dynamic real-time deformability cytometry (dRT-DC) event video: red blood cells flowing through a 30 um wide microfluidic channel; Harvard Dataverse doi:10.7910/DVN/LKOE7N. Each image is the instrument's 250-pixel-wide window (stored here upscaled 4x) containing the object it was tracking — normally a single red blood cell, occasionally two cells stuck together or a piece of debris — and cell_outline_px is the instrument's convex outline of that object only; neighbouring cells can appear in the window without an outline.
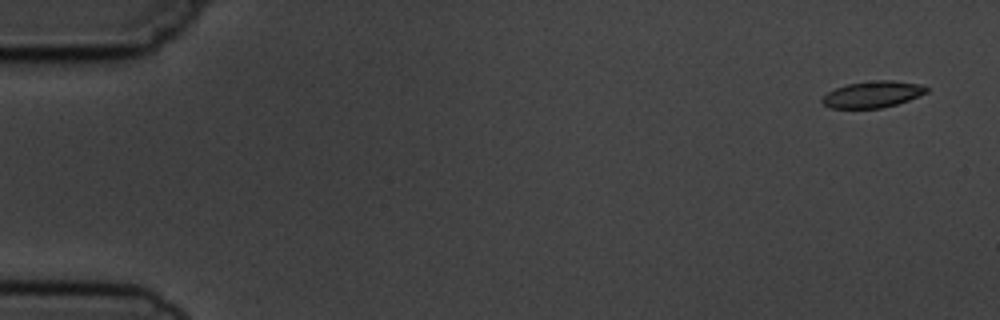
{"species": "common noctule bat (a hibernating species)", "species_latin": "Nyctalus noctula", "temperature_condition": "cold", "stored_images_in_passage": 5, "camera_frame_rate_fps": 3000, "um_per_image_px": 0.085, "animal": {"sex": "male", "body_mass_g": 19.5, "forearm_length_mm": 54.6}, "frame": {"image": 1, "passage_image": 1, "time_ms": 0.0, "image_size_px": [1000, 320], "cell_outline_px": [[928, 92], [908, 100], [896, 104], [880, 108], [832, 108], [824, 104], [820, 100], [828, 92], [836, 88], [848, 84], [876, 80], [892, 80], [920, 84], [928, 88]], "centroid_in_image_um": [74.18, 8.02], "position_along_channel_um": 10.8, "area_um2": 15.9}}
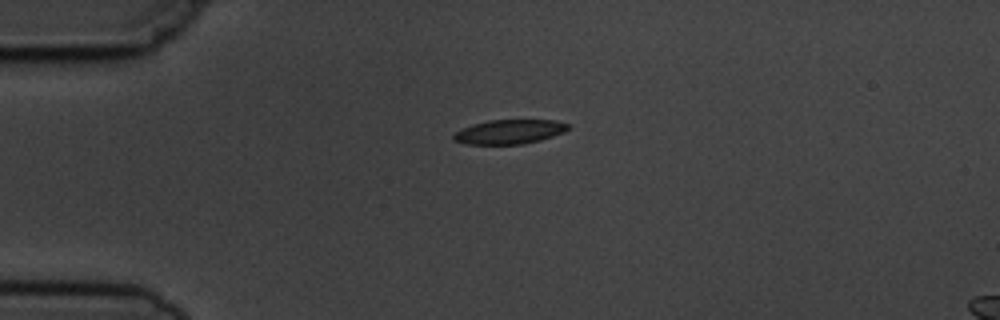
{"frame": {"image": 2, "passage_image": 4, "time_ms": 3.667, "image_size_px": [1000, 320], "cell_outline_px": [[572, 128], [564, 132], [540, 140], [524, 144], [464, 144], [452, 140], [452, 136], [460, 128], [472, 124], [488, 120], [556, 120], [572, 124]], "centroid_in_image_um": [43.31, 11.19], "position_along_channel_um": 41.7, "area_um2": 16.53}}